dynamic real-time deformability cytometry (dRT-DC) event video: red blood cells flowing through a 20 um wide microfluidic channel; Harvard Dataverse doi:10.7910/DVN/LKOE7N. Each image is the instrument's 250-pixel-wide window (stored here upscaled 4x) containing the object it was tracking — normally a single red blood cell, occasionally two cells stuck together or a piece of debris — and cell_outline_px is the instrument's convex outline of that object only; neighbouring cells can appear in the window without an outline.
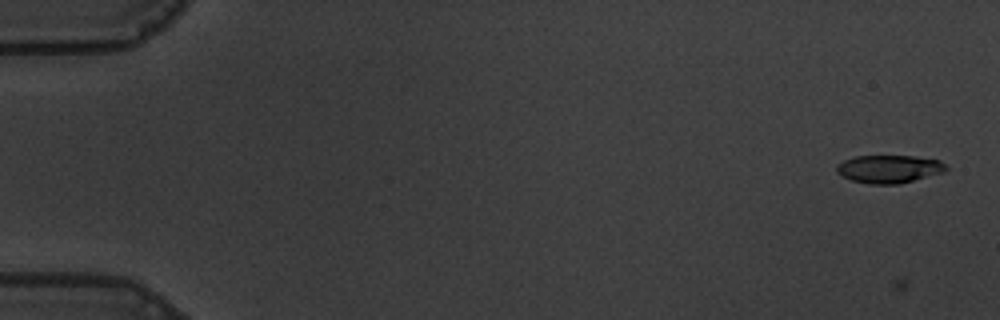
{"species": "common noctule bat (a hibernating species)", "species_latin": "Nyctalus noctula", "temperature_condition": "warm", "stored_images_in_passage": 5, "camera_frame_rate_fps": 3000, "um_per_image_px": 0.085, "animal": {"sex": "male", "body_mass_g": 19.5, "forearm_length_mm": 54.6}, "frame": {"image": 1, "passage_image": 2, "time_ms": 0.333, "image_size_px": [1000, 320], "cell_outline_px": [[948, 168], [944, 172], [896, 184], [868, 184], [852, 180], [836, 172], [836, 164], [844, 160], [856, 156], [912, 156], [940, 160]], "centroid_in_image_um": [75.54, 14.35], "position_along_channel_um": 9.5, "area_um2": 17.63}}